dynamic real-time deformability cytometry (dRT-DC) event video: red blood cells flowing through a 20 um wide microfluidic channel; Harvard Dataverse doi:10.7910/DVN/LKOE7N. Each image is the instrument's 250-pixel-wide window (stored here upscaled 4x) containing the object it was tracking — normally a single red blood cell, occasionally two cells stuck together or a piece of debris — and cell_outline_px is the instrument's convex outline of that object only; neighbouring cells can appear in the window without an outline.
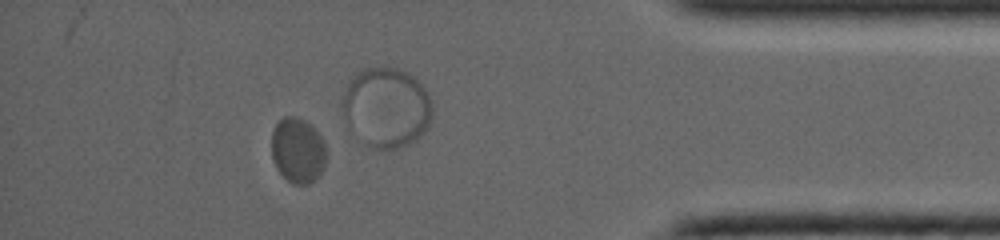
{"species": "common noctule bat (a hibernating species)", "species_latin": "Nyctalus noctula", "temperature_condition": "warm", "stored_images_in_passage": 24, "camera_frame_rate_fps": 5000, "um_per_image_px": 0.085, "animal": {"sex": "female", "body_mass_g": 19.0, "forearm_length_mm": 53.3}, "frame": {"image": 1, "passage_image": 21, "time_ms": 4.0, "image_size_px": [1000, 240], "cell_outline_px": [[324, 168], [308, 184], [292, 184], [276, 168], [272, 160], [272, 132], [276, 124], [284, 116], [296, 116], [312, 124], [324, 140]], "centroid_in_image_um": [25.29, 12.75], "position_along_channel_um": 409.9, "area_um2": 20.69}}